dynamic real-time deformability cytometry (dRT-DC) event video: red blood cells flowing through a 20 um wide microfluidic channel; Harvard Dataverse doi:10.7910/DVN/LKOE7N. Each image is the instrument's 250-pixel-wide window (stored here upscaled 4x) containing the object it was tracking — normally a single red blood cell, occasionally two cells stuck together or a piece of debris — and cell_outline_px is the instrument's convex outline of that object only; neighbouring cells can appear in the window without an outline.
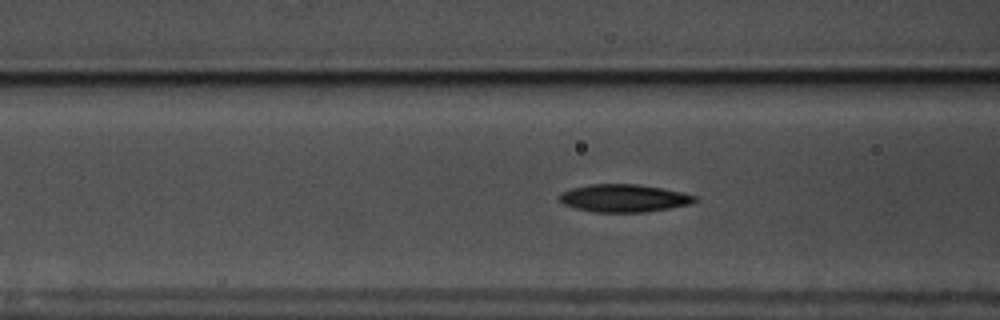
{"species": "common noctule bat (a hibernating species)", "species_latin": "Nyctalus noctula", "temperature_condition": "warm", "stored_images_in_passage": 44, "camera_frame_rate_fps": 3000, "um_per_image_px": 0.085, "animal": {"sex": "male", "body_mass_g": 17.5, "forearm_length_mm": 52.3}, "frame": {"image": 1, "passage_image": 9, "time_ms": 2.667, "image_size_px": [1000, 320], "cell_outline_px": [[696, 200], [688, 204], [668, 208], [644, 212], [596, 212], [576, 208], [564, 204], [560, 200], [560, 196], [564, 192], [572, 188], [592, 184], [636, 184], [660, 188], [680, 192], [696, 196]], "centroid_in_image_um": [53.02, 16.84], "position_along_channel_um": 113.6, "area_um2": 21.33}}
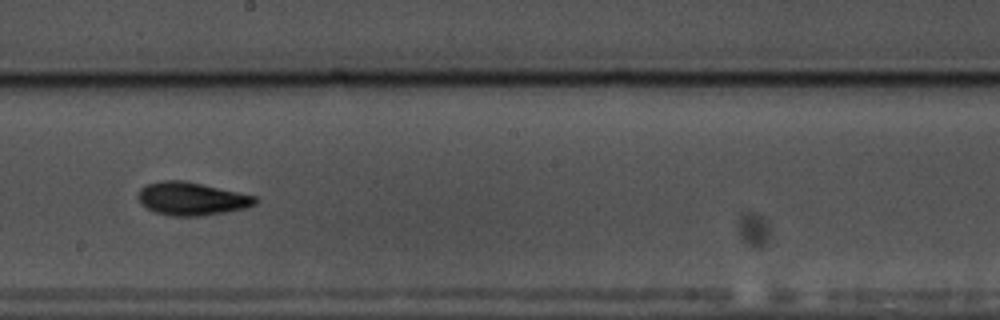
{"frame": {"image": 2, "passage_image": 19, "time_ms": 6.0, "image_size_px": [1000, 320], "cell_outline_px": [[256, 204], [244, 208], [224, 212], [200, 216], [172, 216], [156, 212], [140, 204], [136, 196], [140, 188], [148, 184], [160, 180], [184, 180], [256, 196]], "centroid_in_image_um": [16.24, 16.88], "position_along_channel_um": 232.0, "area_um2": 22.48}}
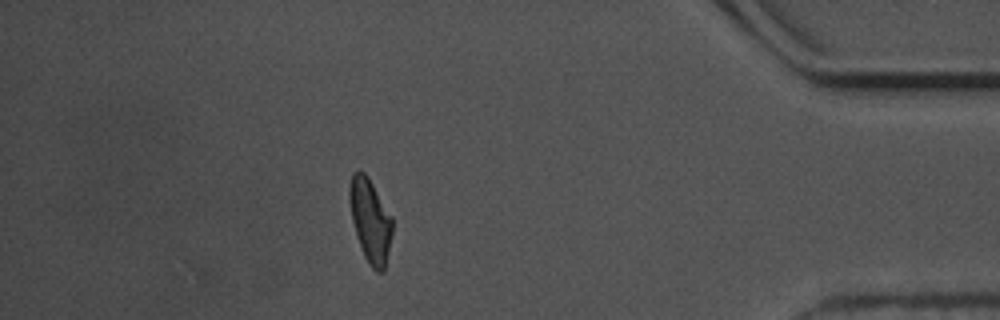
{"frame": {"image": 3, "passage_image": 37, "time_ms": 12.0, "image_size_px": [1000, 320], "cell_outline_px": [[392, 232], [384, 272], [376, 272], [368, 264], [364, 256], [356, 236], [352, 220], [348, 200], [348, 188], [352, 172], [364, 172], [372, 184], [392, 216]], "centroid_in_image_um": [31.45, 18.76], "position_along_channel_um": 403.7, "area_um2": 20.87}, "authors_computed_cell_mechanics": {"area_um2": 21.097, "velocity_mm_per_s": 3.5567, "shape_relaxation_time_tau1_ms": 4.1427, "shape_relaxation_time_tau2_ms": 4.1345, "deformation_change_tau1": 0.1501, "deformation_change_tau2": 0.1104}}